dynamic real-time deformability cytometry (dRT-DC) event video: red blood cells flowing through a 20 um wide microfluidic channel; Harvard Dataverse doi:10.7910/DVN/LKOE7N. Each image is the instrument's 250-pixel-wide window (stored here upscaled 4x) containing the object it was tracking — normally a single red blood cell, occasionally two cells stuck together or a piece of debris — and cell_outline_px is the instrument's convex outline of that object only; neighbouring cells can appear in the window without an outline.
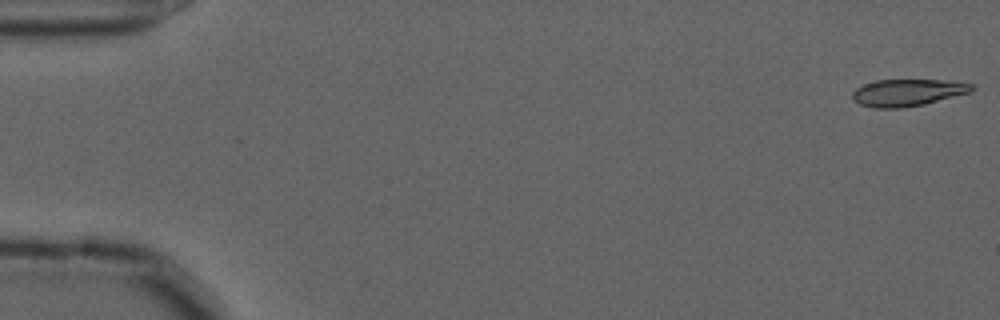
{"species": "common noctule bat (a hibernating species)", "species_latin": "Nyctalus noctula", "temperature_condition": "cold", "stored_images_in_passage": 56, "camera_frame_rate_fps": 3000, "um_per_image_px": 0.085, "animal": {"sex": "male", "forearm_length_mm": 52.5}, "frame": {"image": 1, "passage_image": 1, "time_ms": 0.0, "image_size_px": [1000, 320], "cell_outline_px": [[976, 88], [972, 92], [924, 104], [904, 108], [872, 108], [860, 104], [852, 100], [852, 92], [856, 88], [864, 84], [876, 80], [956, 80], [972, 84]], "centroid_in_image_um": [77.17, 7.87], "position_along_channel_um": 7.8, "area_um2": 19.07}}
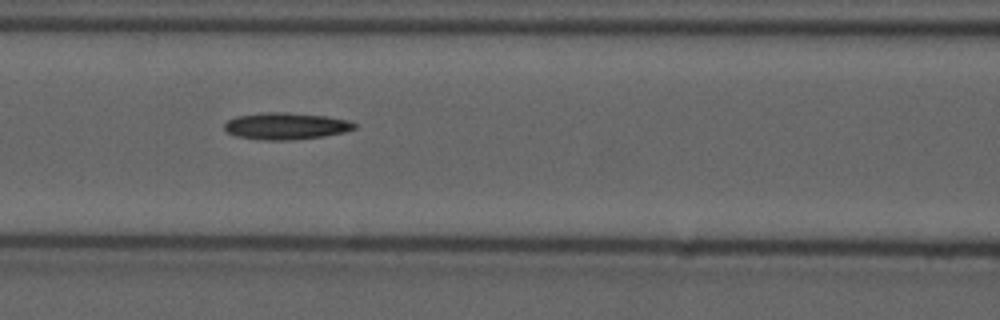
{"frame": {"image": 2, "passage_image": 24, "time_ms": 7.667, "image_size_px": [1000, 320], "cell_outline_px": [[356, 128], [344, 132], [324, 136], [292, 140], [260, 140], [236, 136], [228, 132], [224, 128], [224, 124], [228, 120], [236, 116], [264, 112], [284, 112], [324, 116], [348, 120], [356, 124]], "centroid_in_image_um": [24.28, 10.72], "position_along_channel_um": 142.3, "area_um2": 20.29}}
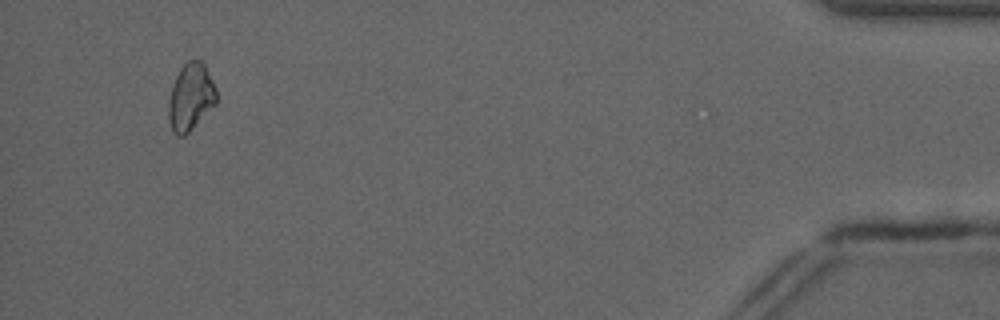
{"frame": {"image": 3, "passage_image": 53, "time_ms": 17.333, "image_size_px": [1000, 320], "cell_outline_px": [[216, 104], [184, 136], [176, 136], [172, 132], [168, 120], [168, 100], [176, 76], [180, 68], [188, 60], [200, 60], [204, 64], [216, 88]], "centroid_in_image_um": [16.19, 8.26], "position_along_channel_um": 419.0, "area_um2": 18.67}}